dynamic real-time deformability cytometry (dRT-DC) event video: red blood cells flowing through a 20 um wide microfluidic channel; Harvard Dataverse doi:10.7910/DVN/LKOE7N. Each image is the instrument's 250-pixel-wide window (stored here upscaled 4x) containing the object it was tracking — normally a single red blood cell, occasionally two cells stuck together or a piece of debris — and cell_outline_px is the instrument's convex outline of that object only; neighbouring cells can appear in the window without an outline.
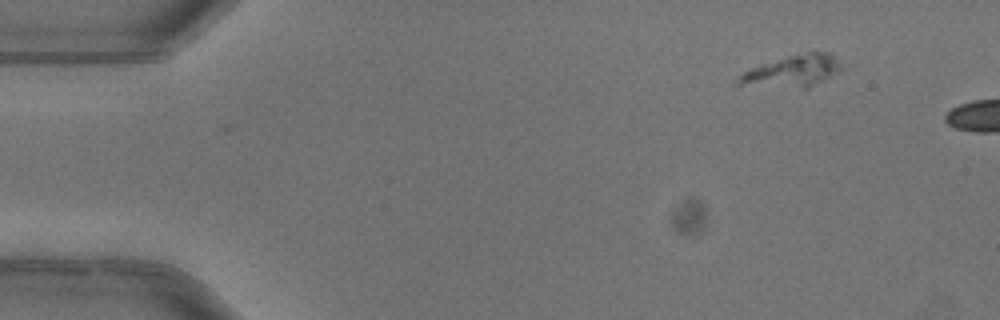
{"species": "common noctule bat (a hibernating species)", "species_latin": "Nyctalus noctula", "temperature_condition": "warm", "stored_images_in_passage": 4, "camera_frame_rate_fps": 3000, "um_per_image_px": 0.085, "animal": {"sex": "female"}, "frame": {"image": 1, "passage_image": 1, "time_ms": 0.0, "image_size_px": [1000, 320], "cell_outline_px": [[844, 68], [808, 88], [804, 88], [736, 84], [736, 80], [744, 72], [760, 64], [812, 48], [832, 52]], "centroid_in_image_um": [67.45, 5.97], "position_along_channel_um": 17.5, "area_um2": 19.36}}
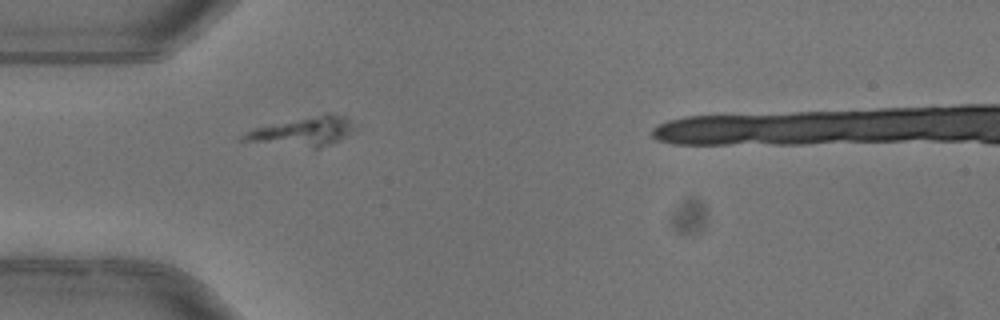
{"frame": {"image": 2, "passage_image": 4, "time_ms": 1.0, "image_size_px": [1000, 320], "cell_outline_px": [[356, 128], [344, 136], [336, 140], [316, 148], [240, 140], [252, 128], [324, 112], [328, 112], [344, 116]], "centroid_in_image_um": [25.76, 11.13], "position_along_channel_um": 59.2, "area_um2": 18.26}}